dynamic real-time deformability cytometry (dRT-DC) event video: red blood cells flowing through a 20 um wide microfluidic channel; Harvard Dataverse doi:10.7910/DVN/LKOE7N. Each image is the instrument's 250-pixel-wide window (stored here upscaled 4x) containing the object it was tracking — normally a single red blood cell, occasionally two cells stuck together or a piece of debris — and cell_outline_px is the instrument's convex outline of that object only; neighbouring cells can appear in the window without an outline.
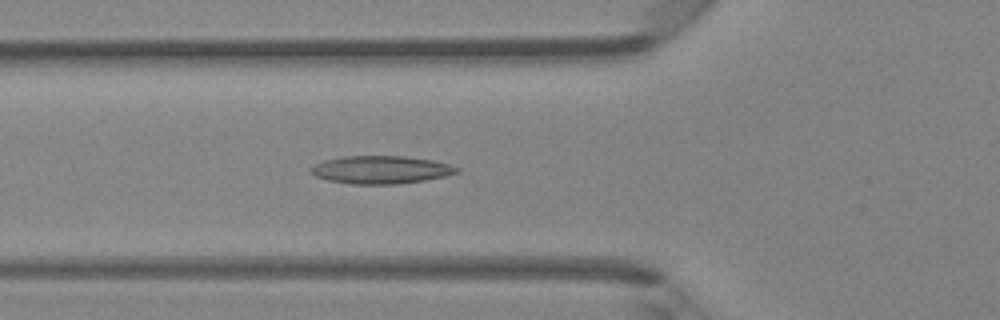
{"species": "Egyptian fruit bat (a non-hibernating species)", "species_latin": "Rousettus aegyptiacus", "temperature_condition": "room temperature", "stored_images_in_passage": 37, "camera_frame_rate_fps": 3000, "um_per_image_px": 0.085, "animal": {"sex": "female"}, "frame": {"image": 1, "passage_image": 9, "time_ms": 2.667, "image_size_px": [1000, 320], "cell_outline_px": [[460, 172], [444, 176], [424, 180], [396, 184], [352, 184], [328, 180], [316, 176], [308, 168], [324, 160], [344, 156], [404, 156], [432, 160], [448, 164], [460, 168]], "centroid_in_image_um": [32.38, 14.42], "position_along_channel_um": 93.4, "area_um2": 23.58}}
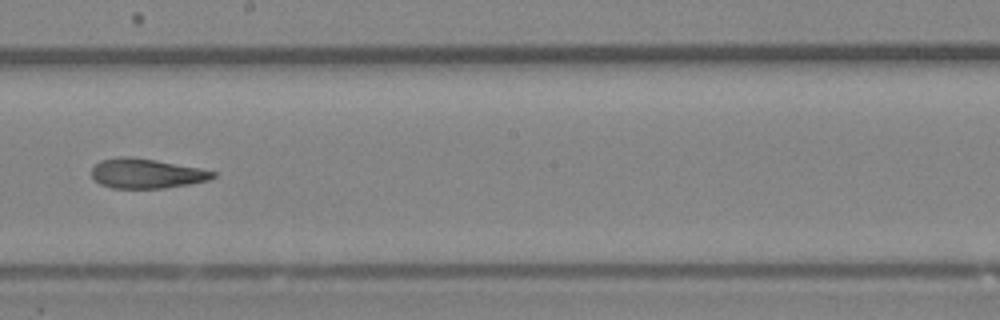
{"frame": {"image": 2, "passage_image": 19, "time_ms": 6.0, "image_size_px": [1000, 320], "cell_outline_px": [[216, 176], [208, 180], [188, 184], [164, 188], [112, 188], [100, 184], [92, 176], [92, 168], [100, 160], [120, 156], [132, 156], [156, 160], [200, 168], [216, 172]], "centroid_in_image_um": [12.44, 14.73], "position_along_channel_um": 235.8, "area_um2": 20.98}}
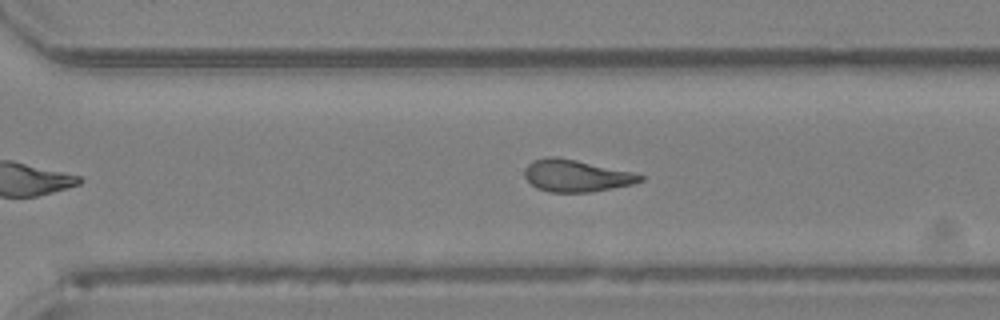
{"frame": {"image": 3, "passage_image": 25, "time_ms": 8.0, "image_size_px": [1000, 320], "cell_outline_px": [[644, 180], [632, 184], [592, 192], [548, 192], [536, 188], [524, 176], [524, 168], [532, 160], [548, 156], [556, 156], [576, 160], [632, 172], [644, 176]], "centroid_in_image_um": [48.94, 14.93], "position_along_channel_um": 321.7, "area_um2": 21.56}, "authors_computed_cell_mechanics": {"area_um2": 21.7328, "velocity_mm_per_s": 4.2917, "shape_relaxation_time_tau1_ms": 7.5612, "shape_relaxation_time_tau2_ms": 3.6303, "deformation_change_tau1": 0.1816, "deformation_change_tau2": 0.123}}